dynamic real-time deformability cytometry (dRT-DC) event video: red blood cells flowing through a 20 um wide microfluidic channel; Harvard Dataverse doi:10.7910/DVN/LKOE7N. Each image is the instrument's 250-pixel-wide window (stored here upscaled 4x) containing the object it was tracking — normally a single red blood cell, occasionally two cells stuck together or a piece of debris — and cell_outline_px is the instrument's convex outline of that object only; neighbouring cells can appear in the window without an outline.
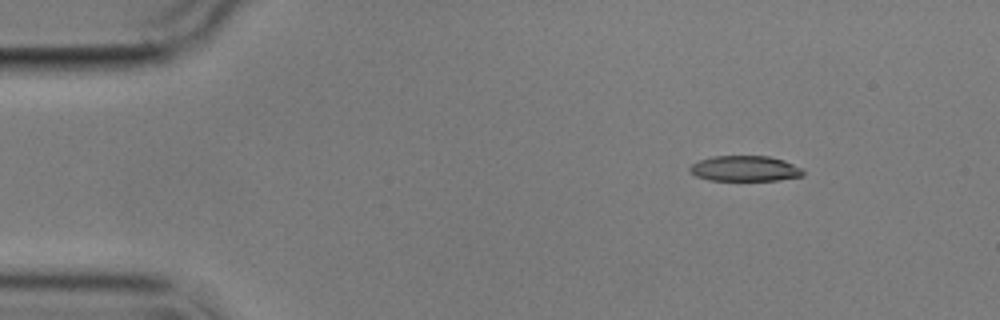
{"species": "common noctule bat (a hibernating species)", "species_latin": "Nyctalus noctula", "temperature_condition": "cold", "stored_images_in_passage": 8, "camera_frame_rate_fps": 3000, "um_per_image_px": 0.085, "animal": {"sex": "male", "body_mass_g": 17.9}, "frame": {"image": 1, "passage_image": 1, "time_ms": 0.0, "image_size_px": [1000, 320], "cell_outline_px": [[804, 176], [776, 180], [708, 180], [696, 176], [688, 172], [688, 168], [692, 164], [700, 160], [712, 156], [768, 156], [784, 160], [804, 168]], "centroid_in_image_um": [63.33, 14.33], "position_along_channel_um": 21.7, "area_um2": 16.99}}
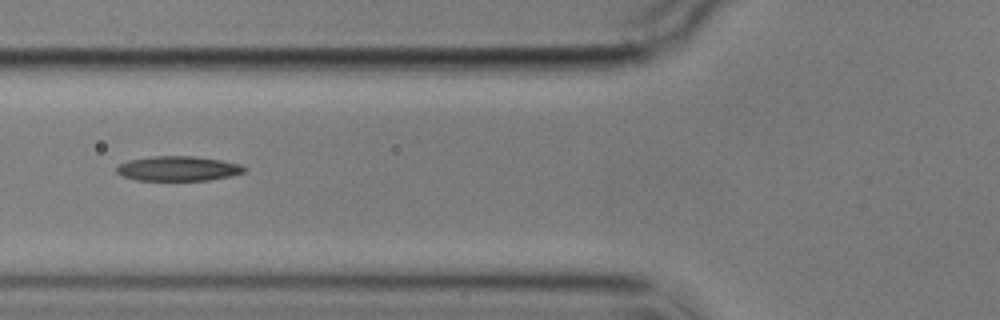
{"frame": {"image": 2, "passage_image": 5, "time_ms": 4.667, "image_size_px": [1000, 320], "cell_outline_px": [[248, 168], [244, 172], [228, 176], [208, 180], [136, 180], [124, 176], [116, 172], [116, 168], [120, 164], [128, 160], [152, 156], [196, 156], [220, 160], [240, 164]], "centroid_in_image_um": [15.14, 14.32], "position_along_channel_um": 110.7, "area_um2": 18.32}}
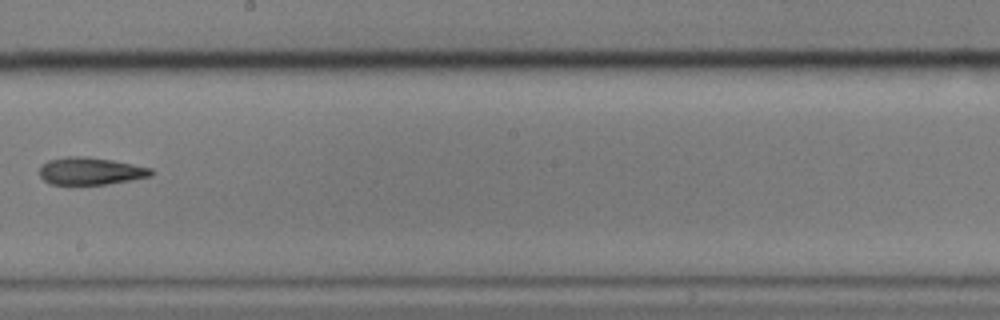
{"frame": {"image": 3, "passage_image": 8, "time_ms": 8.333, "image_size_px": [1000, 320], "cell_outline_px": [[152, 176], [104, 184], [48, 184], [40, 176], [40, 168], [48, 160], [68, 156], [84, 156], [112, 160], [152, 168]], "centroid_in_image_um": [7.67, 14.53], "position_along_channel_um": 240.5, "area_um2": 17.57}}